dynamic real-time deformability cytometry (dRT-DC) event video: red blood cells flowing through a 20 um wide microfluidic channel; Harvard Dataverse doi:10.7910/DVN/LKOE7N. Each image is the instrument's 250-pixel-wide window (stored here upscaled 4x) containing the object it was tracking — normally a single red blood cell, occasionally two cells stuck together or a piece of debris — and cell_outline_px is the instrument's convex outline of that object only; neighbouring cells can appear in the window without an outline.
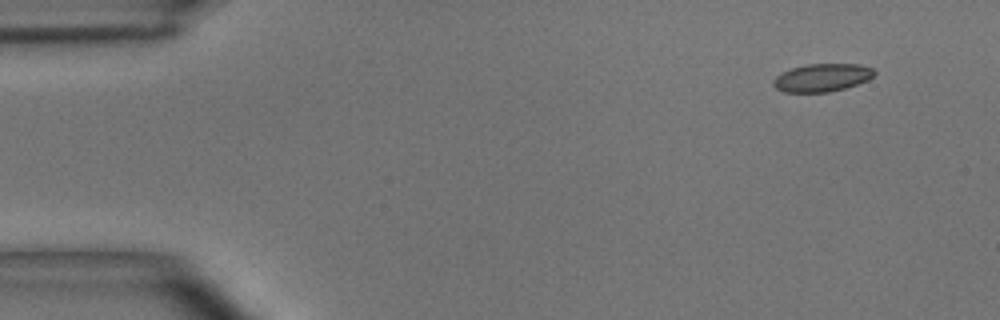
{"species": "common noctule bat (a hibernating species)", "species_latin": "Nyctalus noctula", "temperature_condition": "room temperature", "stored_images_in_passage": 29, "camera_frame_rate_fps": 3000, "um_per_image_px": 0.085, "animal": {"sex": "male", "body_mass_g": 15.6}, "frame": {"image": 1, "passage_image": 1, "time_ms": 0.0, "image_size_px": [1000, 320], "cell_outline_px": [[876, 72], [868, 80], [844, 88], [828, 92], [784, 92], [776, 88], [772, 84], [772, 80], [776, 76], [792, 68], [808, 64], [860, 64], [872, 68]], "centroid_in_image_um": [69.87, 6.6], "position_along_channel_um": 15.1, "area_um2": 16.3}}
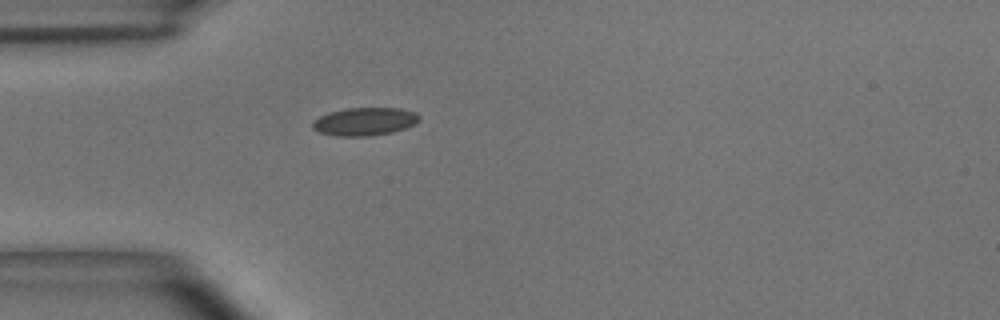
{"frame": {"image": 2, "passage_image": 12, "time_ms": 3.667, "image_size_px": [1000, 320], "cell_outline_px": [[420, 120], [416, 124], [392, 132], [372, 136], [340, 136], [320, 132], [312, 128], [312, 124], [320, 116], [328, 112], [344, 108], [400, 108], [416, 112], [420, 116]], "centroid_in_image_um": [31.03, 10.32], "position_along_channel_um": 54.0, "area_um2": 17.46}}
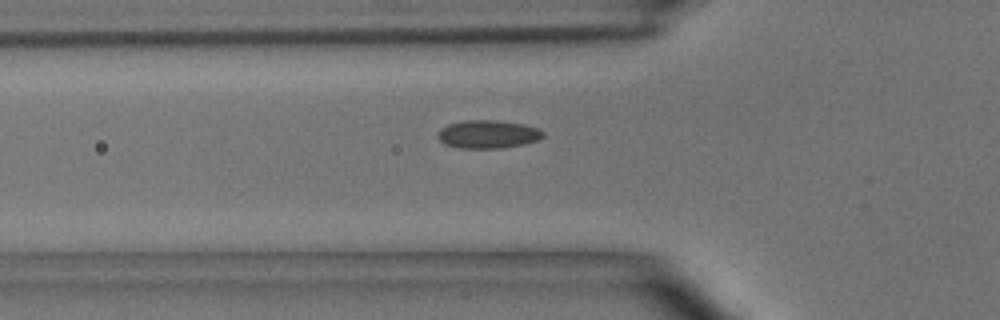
{"frame": {"image": 3, "passage_image": 15, "time_ms": 4.667, "image_size_px": [1000, 320], "cell_outline_px": [[544, 136], [540, 140], [524, 144], [500, 148], [460, 148], [444, 144], [440, 140], [440, 128], [448, 124], [464, 120], [496, 120], [524, 124], [540, 128], [544, 132]], "centroid_in_image_um": [41.53, 11.4], "position_along_channel_um": 84.3, "area_um2": 17.34}}